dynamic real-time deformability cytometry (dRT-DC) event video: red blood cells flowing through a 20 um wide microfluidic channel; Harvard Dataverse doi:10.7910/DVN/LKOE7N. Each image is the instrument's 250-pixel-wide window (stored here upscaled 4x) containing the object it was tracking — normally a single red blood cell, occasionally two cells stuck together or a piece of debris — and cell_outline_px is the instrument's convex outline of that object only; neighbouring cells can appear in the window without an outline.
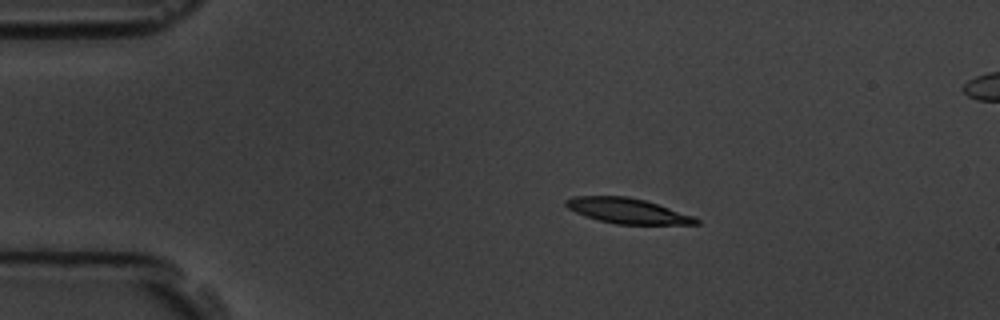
{"species": "common noctule bat (a hibernating species)", "species_latin": "Nyctalus noctula", "temperature_condition": "room temperature", "stored_images_in_passage": 9, "camera_frame_rate_fps": 3000, "um_per_image_px": 0.085, "animal": {"sex": "male", "body_mass_g": 19.5, "forearm_length_mm": 54.6}, "frame": {"image": 1, "passage_image": 3, "time_ms": 2.333, "image_size_px": [1000, 320], "cell_outline_px": [[700, 224], [616, 224], [584, 216], [568, 208], [564, 204], [564, 200], [572, 196], [628, 196], [644, 200], [692, 216], [700, 220]], "centroid_in_image_um": [53.27, 17.91], "position_along_channel_um": 31.7, "area_um2": 18.9}}
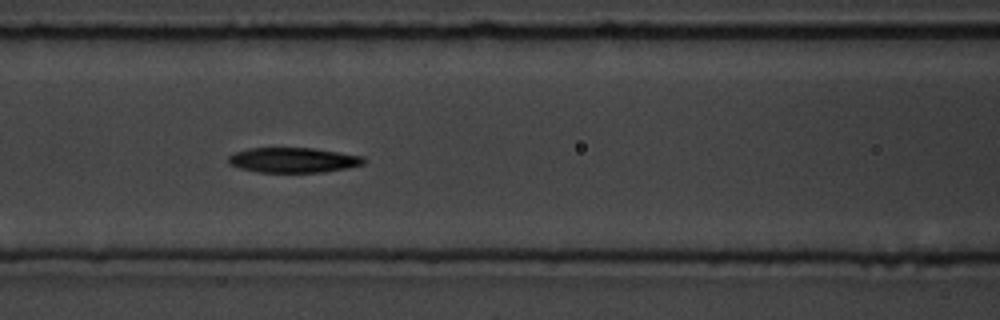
{"frame": {"image": 2, "passage_image": 7, "time_ms": 6.667, "image_size_px": [1000, 320], "cell_outline_px": [[368, 160], [364, 164], [348, 168], [324, 172], [256, 172], [240, 168], [228, 164], [228, 156], [236, 152], [248, 148], [312, 148], [364, 156]], "centroid_in_image_um": [24.95, 13.61], "position_along_channel_um": 141.7, "area_um2": 19.88}}
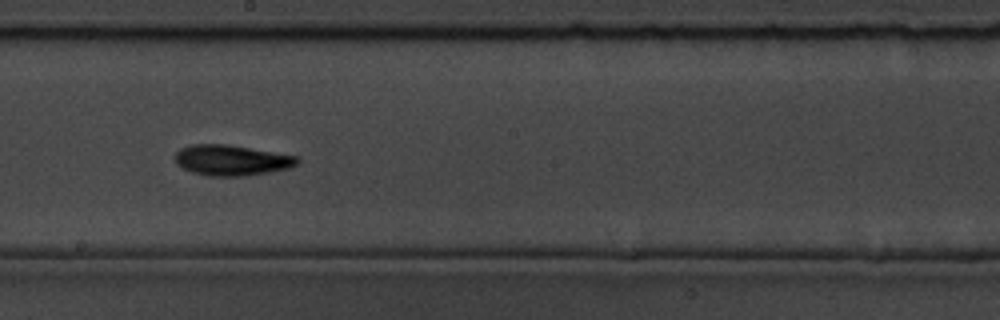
{"frame": {"image": 3, "passage_image": 9, "time_ms": 9.0, "image_size_px": [1000, 320], "cell_outline_px": [[300, 160], [296, 164], [288, 168], [268, 172], [244, 176], [208, 176], [192, 172], [176, 164], [176, 152], [180, 148], [192, 144], [224, 144], [296, 156]], "centroid_in_image_um": [19.64, 13.62], "position_along_channel_um": 228.6, "area_um2": 21.44}}